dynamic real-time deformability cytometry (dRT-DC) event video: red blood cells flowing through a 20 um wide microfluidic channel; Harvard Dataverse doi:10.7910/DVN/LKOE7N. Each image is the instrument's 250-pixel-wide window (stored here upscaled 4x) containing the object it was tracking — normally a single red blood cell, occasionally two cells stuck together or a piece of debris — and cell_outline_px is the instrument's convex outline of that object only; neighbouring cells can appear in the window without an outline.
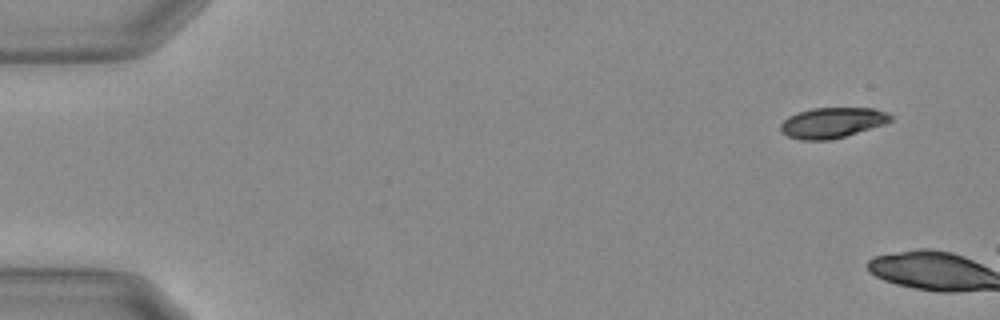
{"species": "Egyptian fruit bat (a non-hibernating species)", "species_latin": "Rousettus aegyptiacus", "temperature_condition": "warm", "stored_images_in_passage": 7, "camera_frame_rate_fps": 3000, "um_per_image_px": 0.085, "animal": {"sex": "female"}, "frame": {"image": 1, "passage_image": 1, "time_ms": 0.0, "image_size_px": [1000, 320], "cell_outline_px": [[892, 120], [884, 124], [844, 136], [828, 140], [800, 140], [788, 136], [780, 128], [780, 124], [788, 116], [812, 108], [872, 108], [888, 112], [892, 116]], "centroid_in_image_um": [70.75, 10.42], "position_along_channel_um": 14.3, "area_um2": 19.31}}